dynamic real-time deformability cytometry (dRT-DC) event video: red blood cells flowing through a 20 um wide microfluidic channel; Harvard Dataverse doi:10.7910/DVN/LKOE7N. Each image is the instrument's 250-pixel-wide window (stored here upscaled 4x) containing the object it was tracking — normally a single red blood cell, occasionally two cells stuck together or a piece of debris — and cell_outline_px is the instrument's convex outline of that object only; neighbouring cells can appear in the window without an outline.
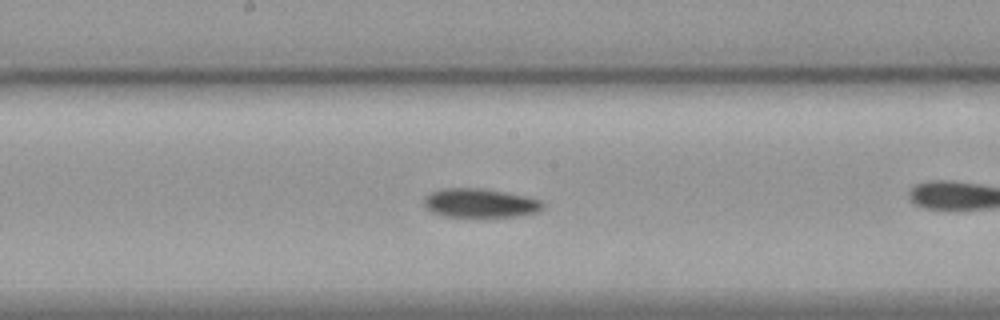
{"species": "common noctule bat (a hibernating species)", "species_latin": "Nyctalus noctula", "temperature_condition": "cold", "stored_images_in_passage": 15, "camera_frame_rate_fps": 3000, "um_per_image_px": 0.085, "animal": {"sex": "female", "body_mass_g": 19.9}, "frame": {"image": 1, "passage_image": 13, "time_ms": 4.0, "image_size_px": [1000, 320], "cell_outline_px": [[544, 208], [536, 212], [516, 216], [444, 216], [432, 212], [424, 204], [424, 196], [432, 192], [444, 188], [480, 188], [528, 196], [540, 200], [544, 204]], "centroid_in_image_um": [40.81, 17.25], "position_along_channel_um": 207.4, "area_um2": 19.83}}